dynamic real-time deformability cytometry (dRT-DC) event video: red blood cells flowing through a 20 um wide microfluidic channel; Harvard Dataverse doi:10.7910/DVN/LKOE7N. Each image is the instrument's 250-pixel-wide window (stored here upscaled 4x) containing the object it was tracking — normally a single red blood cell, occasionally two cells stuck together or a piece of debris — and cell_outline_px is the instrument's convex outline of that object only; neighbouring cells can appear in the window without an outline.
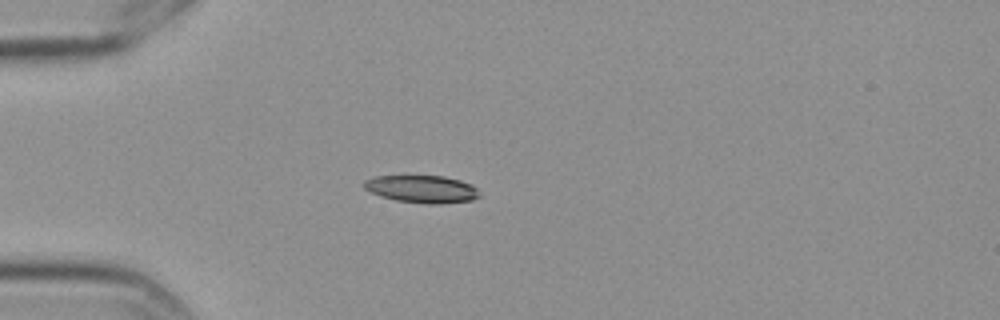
{"species": "Egyptian fruit bat (a non-hibernating species)", "species_latin": "Rousettus aegyptiacus", "temperature_condition": "cold", "stored_images_in_passage": 6, "camera_frame_rate_fps": 3000, "um_per_image_px": 0.085, "frame": {"image": 1, "passage_image": 4, "time_ms": 1.0, "image_size_px": [1000, 320], "cell_outline_px": [[480, 196], [472, 200], [440, 204], [432, 204], [396, 200], [372, 192], [364, 188], [360, 184], [364, 180], [376, 176], [444, 176], [460, 180], [472, 184], [476, 188]], "centroid_in_image_um": [35.87, 16.06], "position_along_channel_um": 49.1, "area_um2": 18.38}}
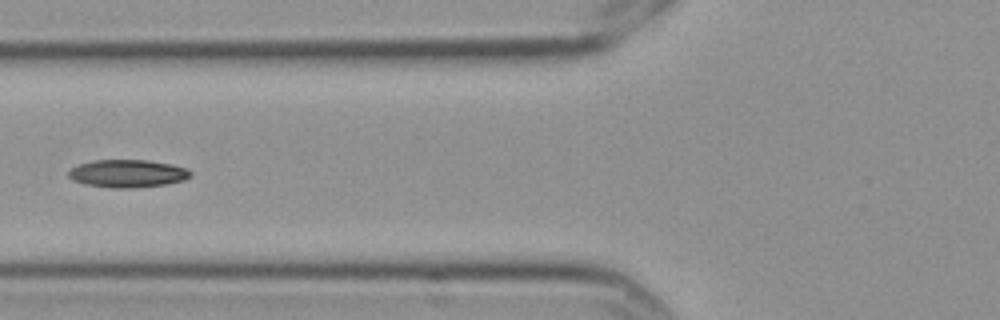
{"frame": {"image": 2, "passage_image": 6, "time_ms": 1.667, "image_size_px": [1000, 320], "cell_outline_px": [[192, 176], [184, 180], [164, 184], [132, 188], [112, 188], [84, 184], [72, 180], [68, 176], [68, 172], [72, 168], [80, 164], [92, 160], [148, 160], [172, 164], [188, 168], [192, 172]], "centroid_in_image_um": [10.86, 14.74], "position_along_channel_um": 114.9, "area_um2": 19.83}}